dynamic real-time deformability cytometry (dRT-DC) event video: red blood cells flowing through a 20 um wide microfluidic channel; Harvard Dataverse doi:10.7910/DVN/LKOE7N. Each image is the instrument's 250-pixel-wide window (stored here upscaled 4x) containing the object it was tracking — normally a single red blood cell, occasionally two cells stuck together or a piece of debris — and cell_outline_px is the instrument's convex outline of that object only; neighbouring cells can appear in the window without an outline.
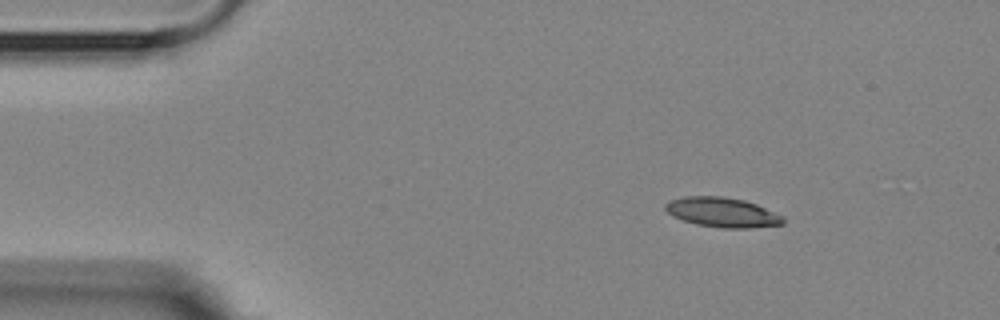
{"species": "Egyptian fruit bat (a non-hibernating species)", "species_latin": "Rousettus aegyptiacus", "temperature_condition": "room temperature", "stored_images_in_passage": 4, "camera_frame_rate_fps": 3000, "um_per_image_px": 0.085, "animal": {"sex": "female"}, "frame": {"image": 1, "passage_image": 1, "time_ms": 0.0, "image_size_px": [1000, 320], "cell_outline_px": [[784, 224], [752, 228], [720, 228], [696, 224], [672, 216], [664, 208], [664, 204], [668, 200], [684, 196], [720, 196], [744, 200], [756, 204], [784, 216]], "centroid_in_image_um": [61.38, 18.05], "position_along_channel_um": 23.6, "area_um2": 20.52}}
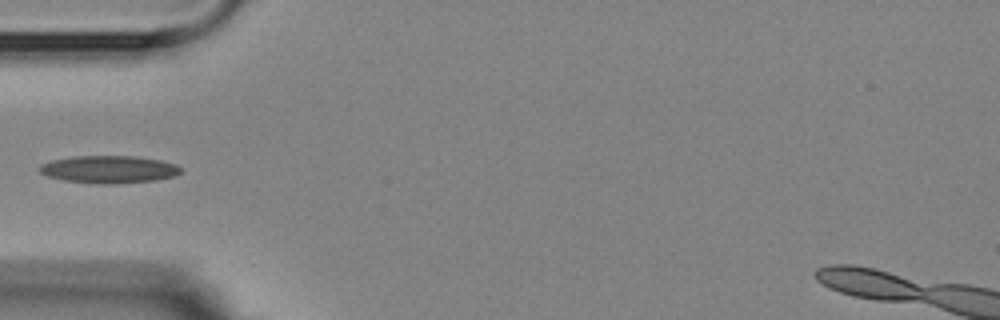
{"frame": {"image": 2, "passage_image": 4, "time_ms": 3.333, "image_size_px": [1000, 320], "cell_outline_px": [[184, 168], [176, 176], [156, 180], [112, 184], [96, 184], [64, 180], [48, 176], [40, 172], [36, 168], [40, 164], [52, 160], [72, 156], [136, 156], [160, 160], [176, 164]], "centroid_in_image_um": [9.26, 14.39], "position_along_channel_um": 75.7, "area_um2": 22.89}}